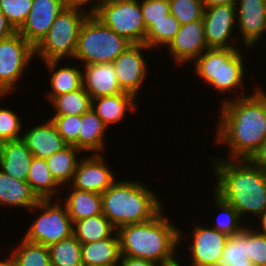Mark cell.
Wrapping results in <instances>:
<instances>
[{"label": "cell", "instance_id": "obj_13", "mask_svg": "<svg viewBox=\"0 0 266 266\" xmlns=\"http://www.w3.org/2000/svg\"><path fill=\"white\" fill-rule=\"evenodd\" d=\"M189 254L191 257V266H216L221 259L225 248L228 235L217 231L216 229L194 224Z\"/></svg>", "mask_w": 266, "mask_h": 266}, {"label": "cell", "instance_id": "obj_22", "mask_svg": "<svg viewBox=\"0 0 266 266\" xmlns=\"http://www.w3.org/2000/svg\"><path fill=\"white\" fill-rule=\"evenodd\" d=\"M107 130L108 127L91 108L81 115L78 149L83 153L87 151L93 152L92 154H100L106 147Z\"/></svg>", "mask_w": 266, "mask_h": 266}, {"label": "cell", "instance_id": "obj_24", "mask_svg": "<svg viewBox=\"0 0 266 266\" xmlns=\"http://www.w3.org/2000/svg\"><path fill=\"white\" fill-rule=\"evenodd\" d=\"M121 250L119 237H108L87 244H81L83 266L119 265Z\"/></svg>", "mask_w": 266, "mask_h": 266}, {"label": "cell", "instance_id": "obj_15", "mask_svg": "<svg viewBox=\"0 0 266 266\" xmlns=\"http://www.w3.org/2000/svg\"><path fill=\"white\" fill-rule=\"evenodd\" d=\"M237 31L244 50L256 46L266 31V0H237Z\"/></svg>", "mask_w": 266, "mask_h": 266}, {"label": "cell", "instance_id": "obj_37", "mask_svg": "<svg viewBox=\"0 0 266 266\" xmlns=\"http://www.w3.org/2000/svg\"><path fill=\"white\" fill-rule=\"evenodd\" d=\"M7 94H0V99ZM22 117L18 116L16 111L0 106V138L3 141L17 140L22 137ZM21 132V133H20Z\"/></svg>", "mask_w": 266, "mask_h": 266}, {"label": "cell", "instance_id": "obj_50", "mask_svg": "<svg viewBox=\"0 0 266 266\" xmlns=\"http://www.w3.org/2000/svg\"><path fill=\"white\" fill-rule=\"evenodd\" d=\"M105 1H110V0H100V3L105 2Z\"/></svg>", "mask_w": 266, "mask_h": 266}, {"label": "cell", "instance_id": "obj_14", "mask_svg": "<svg viewBox=\"0 0 266 266\" xmlns=\"http://www.w3.org/2000/svg\"><path fill=\"white\" fill-rule=\"evenodd\" d=\"M116 181L115 173L101 154H89L78 161L71 186L98 194L105 192Z\"/></svg>", "mask_w": 266, "mask_h": 266}, {"label": "cell", "instance_id": "obj_17", "mask_svg": "<svg viewBox=\"0 0 266 266\" xmlns=\"http://www.w3.org/2000/svg\"><path fill=\"white\" fill-rule=\"evenodd\" d=\"M166 48L176 65L192 63L208 49L203 20L181 25L175 38Z\"/></svg>", "mask_w": 266, "mask_h": 266}, {"label": "cell", "instance_id": "obj_28", "mask_svg": "<svg viewBox=\"0 0 266 266\" xmlns=\"http://www.w3.org/2000/svg\"><path fill=\"white\" fill-rule=\"evenodd\" d=\"M27 182L39 199H56L59 192L63 190L53 178L46 160L42 158L33 157Z\"/></svg>", "mask_w": 266, "mask_h": 266}, {"label": "cell", "instance_id": "obj_25", "mask_svg": "<svg viewBox=\"0 0 266 266\" xmlns=\"http://www.w3.org/2000/svg\"><path fill=\"white\" fill-rule=\"evenodd\" d=\"M62 61H47L46 64L48 71L51 74L50 85L51 89L48 90L45 97L50 102L54 97L68 92L78 90L82 86V65H68L58 67L57 65Z\"/></svg>", "mask_w": 266, "mask_h": 266}, {"label": "cell", "instance_id": "obj_20", "mask_svg": "<svg viewBox=\"0 0 266 266\" xmlns=\"http://www.w3.org/2000/svg\"><path fill=\"white\" fill-rule=\"evenodd\" d=\"M33 157L21 138L3 141L0 151V169L12 178L27 181Z\"/></svg>", "mask_w": 266, "mask_h": 266}, {"label": "cell", "instance_id": "obj_6", "mask_svg": "<svg viewBox=\"0 0 266 266\" xmlns=\"http://www.w3.org/2000/svg\"><path fill=\"white\" fill-rule=\"evenodd\" d=\"M131 43L105 26L92 13L82 23L73 60L81 65L112 63Z\"/></svg>", "mask_w": 266, "mask_h": 266}, {"label": "cell", "instance_id": "obj_41", "mask_svg": "<svg viewBox=\"0 0 266 266\" xmlns=\"http://www.w3.org/2000/svg\"><path fill=\"white\" fill-rule=\"evenodd\" d=\"M140 7L146 29L153 22L160 21L170 14L168 0H142L140 1Z\"/></svg>", "mask_w": 266, "mask_h": 266}, {"label": "cell", "instance_id": "obj_19", "mask_svg": "<svg viewBox=\"0 0 266 266\" xmlns=\"http://www.w3.org/2000/svg\"><path fill=\"white\" fill-rule=\"evenodd\" d=\"M82 67V87L91 99L124 93L112 63H95Z\"/></svg>", "mask_w": 266, "mask_h": 266}, {"label": "cell", "instance_id": "obj_8", "mask_svg": "<svg viewBox=\"0 0 266 266\" xmlns=\"http://www.w3.org/2000/svg\"><path fill=\"white\" fill-rule=\"evenodd\" d=\"M57 197L40 199L30 210L39 211L38 217L30 223L24 239L44 246H50L73 235V222L65 203ZM33 210V211H32Z\"/></svg>", "mask_w": 266, "mask_h": 266}, {"label": "cell", "instance_id": "obj_42", "mask_svg": "<svg viewBox=\"0 0 266 266\" xmlns=\"http://www.w3.org/2000/svg\"><path fill=\"white\" fill-rule=\"evenodd\" d=\"M120 266H163L149 260L121 255Z\"/></svg>", "mask_w": 266, "mask_h": 266}, {"label": "cell", "instance_id": "obj_31", "mask_svg": "<svg viewBox=\"0 0 266 266\" xmlns=\"http://www.w3.org/2000/svg\"><path fill=\"white\" fill-rule=\"evenodd\" d=\"M50 103L53 115H83L92 106L91 96L81 86L78 90L54 97Z\"/></svg>", "mask_w": 266, "mask_h": 266}, {"label": "cell", "instance_id": "obj_16", "mask_svg": "<svg viewBox=\"0 0 266 266\" xmlns=\"http://www.w3.org/2000/svg\"><path fill=\"white\" fill-rule=\"evenodd\" d=\"M66 6L65 0H33L27 19L17 32L35 47Z\"/></svg>", "mask_w": 266, "mask_h": 266}, {"label": "cell", "instance_id": "obj_21", "mask_svg": "<svg viewBox=\"0 0 266 266\" xmlns=\"http://www.w3.org/2000/svg\"><path fill=\"white\" fill-rule=\"evenodd\" d=\"M137 99L129 93H120L92 99L91 108L101 118L103 123L109 127L111 124L119 123L127 112H135Z\"/></svg>", "mask_w": 266, "mask_h": 266}, {"label": "cell", "instance_id": "obj_35", "mask_svg": "<svg viewBox=\"0 0 266 266\" xmlns=\"http://www.w3.org/2000/svg\"><path fill=\"white\" fill-rule=\"evenodd\" d=\"M212 198H214L215 207L219 209L221 214H218L215 224L212 228L219 232L225 233L228 236L240 232L245 226L238 211L229 203L224 201L220 196H218L213 190L211 191Z\"/></svg>", "mask_w": 266, "mask_h": 266}, {"label": "cell", "instance_id": "obj_49", "mask_svg": "<svg viewBox=\"0 0 266 266\" xmlns=\"http://www.w3.org/2000/svg\"><path fill=\"white\" fill-rule=\"evenodd\" d=\"M2 143H3V140L0 138V151H1V148H2Z\"/></svg>", "mask_w": 266, "mask_h": 266}, {"label": "cell", "instance_id": "obj_36", "mask_svg": "<svg viewBox=\"0 0 266 266\" xmlns=\"http://www.w3.org/2000/svg\"><path fill=\"white\" fill-rule=\"evenodd\" d=\"M170 13L181 25L196 20H203L204 5L202 0H168Z\"/></svg>", "mask_w": 266, "mask_h": 266}, {"label": "cell", "instance_id": "obj_34", "mask_svg": "<svg viewBox=\"0 0 266 266\" xmlns=\"http://www.w3.org/2000/svg\"><path fill=\"white\" fill-rule=\"evenodd\" d=\"M181 24L170 13L160 21L153 22L146 29L145 44L153 50L160 46H168L175 38L180 29Z\"/></svg>", "mask_w": 266, "mask_h": 266}, {"label": "cell", "instance_id": "obj_44", "mask_svg": "<svg viewBox=\"0 0 266 266\" xmlns=\"http://www.w3.org/2000/svg\"><path fill=\"white\" fill-rule=\"evenodd\" d=\"M16 32L17 31L9 23L5 15L0 11V41L10 37Z\"/></svg>", "mask_w": 266, "mask_h": 266}, {"label": "cell", "instance_id": "obj_32", "mask_svg": "<svg viewBox=\"0 0 266 266\" xmlns=\"http://www.w3.org/2000/svg\"><path fill=\"white\" fill-rule=\"evenodd\" d=\"M10 256L15 266H51L48 247L22 238Z\"/></svg>", "mask_w": 266, "mask_h": 266}, {"label": "cell", "instance_id": "obj_5", "mask_svg": "<svg viewBox=\"0 0 266 266\" xmlns=\"http://www.w3.org/2000/svg\"><path fill=\"white\" fill-rule=\"evenodd\" d=\"M244 52L239 48H208L193 61L194 74L223 94L245 90Z\"/></svg>", "mask_w": 266, "mask_h": 266}, {"label": "cell", "instance_id": "obj_2", "mask_svg": "<svg viewBox=\"0 0 266 266\" xmlns=\"http://www.w3.org/2000/svg\"><path fill=\"white\" fill-rule=\"evenodd\" d=\"M216 158H210L217 178L213 191L231 204L241 219L247 213L256 219L265 213L266 173L250 160Z\"/></svg>", "mask_w": 266, "mask_h": 266}, {"label": "cell", "instance_id": "obj_9", "mask_svg": "<svg viewBox=\"0 0 266 266\" xmlns=\"http://www.w3.org/2000/svg\"><path fill=\"white\" fill-rule=\"evenodd\" d=\"M92 14L131 44H145L146 27L139 0H110Z\"/></svg>", "mask_w": 266, "mask_h": 266}, {"label": "cell", "instance_id": "obj_33", "mask_svg": "<svg viewBox=\"0 0 266 266\" xmlns=\"http://www.w3.org/2000/svg\"><path fill=\"white\" fill-rule=\"evenodd\" d=\"M51 266H83L81 243L74 235L48 246Z\"/></svg>", "mask_w": 266, "mask_h": 266}, {"label": "cell", "instance_id": "obj_40", "mask_svg": "<svg viewBox=\"0 0 266 266\" xmlns=\"http://www.w3.org/2000/svg\"><path fill=\"white\" fill-rule=\"evenodd\" d=\"M248 259L253 266H266V235L252 225L249 226Z\"/></svg>", "mask_w": 266, "mask_h": 266}, {"label": "cell", "instance_id": "obj_7", "mask_svg": "<svg viewBox=\"0 0 266 266\" xmlns=\"http://www.w3.org/2000/svg\"><path fill=\"white\" fill-rule=\"evenodd\" d=\"M90 13L88 9L66 6L57 15L48 34L34 47V56L42 62L73 59L81 25Z\"/></svg>", "mask_w": 266, "mask_h": 266}, {"label": "cell", "instance_id": "obj_1", "mask_svg": "<svg viewBox=\"0 0 266 266\" xmlns=\"http://www.w3.org/2000/svg\"><path fill=\"white\" fill-rule=\"evenodd\" d=\"M256 85L253 93L221 99L215 142L228 147L224 159L250 160L266 139V91Z\"/></svg>", "mask_w": 266, "mask_h": 266}, {"label": "cell", "instance_id": "obj_3", "mask_svg": "<svg viewBox=\"0 0 266 266\" xmlns=\"http://www.w3.org/2000/svg\"><path fill=\"white\" fill-rule=\"evenodd\" d=\"M163 209L152 219L117 229L121 255L141 258L163 266H177L175 256L184 233L169 221ZM183 234V235H182Z\"/></svg>", "mask_w": 266, "mask_h": 266}, {"label": "cell", "instance_id": "obj_27", "mask_svg": "<svg viewBox=\"0 0 266 266\" xmlns=\"http://www.w3.org/2000/svg\"><path fill=\"white\" fill-rule=\"evenodd\" d=\"M81 153L74 145H67L45 159L53 178L62 188L71 184Z\"/></svg>", "mask_w": 266, "mask_h": 266}, {"label": "cell", "instance_id": "obj_4", "mask_svg": "<svg viewBox=\"0 0 266 266\" xmlns=\"http://www.w3.org/2000/svg\"><path fill=\"white\" fill-rule=\"evenodd\" d=\"M154 192L138 180L117 179L101 194L102 213L116 229L148 221L164 208Z\"/></svg>", "mask_w": 266, "mask_h": 266}, {"label": "cell", "instance_id": "obj_48", "mask_svg": "<svg viewBox=\"0 0 266 266\" xmlns=\"http://www.w3.org/2000/svg\"><path fill=\"white\" fill-rule=\"evenodd\" d=\"M0 266H15L13 258L9 255L0 260Z\"/></svg>", "mask_w": 266, "mask_h": 266}, {"label": "cell", "instance_id": "obj_45", "mask_svg": "<svg viewBox=\"0 0 266 266\" xmlns=\"http://www.w3.org/2000/svg\"><path fill=\"white\" fill-rule=\"evenodd\" d=\"M91 1L95 2L93 5H91V8H89V11L92 13L96 7L100 4V0H65V3L67 6H73V7H80L83 9L84 6L87 7L89 3H92Z\"/></svg>", "mask_w": 266, "mask_h": 266}, {"label": "cell", "instance_id": "obj_12", "mask_svg": "<svg viewBox=\"0 0 266 266\" xmlns=\"http://www.w3.org/2000/svg\"><path fill=\"white\" fill-rule=\"evenodd\" d=\"M146 49L150 50L146 44H131L112 62L121 90L136 99L148 76L149 67L142 53Z\"/></svg>", "mask_w": 266, "mask_h": 266}, {"label": "cell", "instance_id": "obj_26", "mask_svg": "<svg viewBox=\"0 0 266 266\" xmlns=\"http://www.w3.org/2000/svg\"><path fill=\"white\" fill-rule=\"evenodd\" d=\"M70 191L68 195L63 198L66 204L68 214L72 222L78 220L103 214L102 213V198L101 194L82 191L68 185Z\"/></svg>", "mask_w": 266, "mask_h": 266}, {"label": "cell", "instance_id": "obj_43", "mask_svg": "<svg viewBox=\"0 0 266 266\" xmlns=\"http://www.w3.org/2000/svg\"><path fill=\"white\" fill-rule=\"evenodd\" d=\"M250 161L266 173V139L262 142L261 146L252 156Z\"/></svg>", "mask_w": 266, "mask_h": 266}, {"label": "cell", "instance_id": "obj_30", "mask_svg": "<svg viewBox=\"0 0 266 266\" xmlns=\"http://www.w3.org/2000/svg\"><path fill=\"white\" fill-rule=\"evenodd\" d=\"M228 236L221 259L216 266H253L248 259L249 225Z\"/></svg>", "mask_w": 266, "mask_h": 266}, {"label": "cell", "instance_id": "obj_23", "mask_svg": "<svg viewBox=\"0 0 266 266\" xmlns=\"http://www.w3.org/2000/svg\"><path fill=\"white\" fill-rule=\"evenodd\" d=\"M39 201L27 181L12 178L0 169V204L30 210Z\"/></svg>", "mask_w": 266, "mask_h": 266}, {"label": "cell", "instance_id": "obj_38", "mask_svg": "<svg viewBox=\"0 0 266 266\" xmlns=\"http://www.w3.org/2000/svg\"><path fill=\"white\" fill-rule=\"evenodd\" d=\"M33 0H0V11L18 31L27 19Z\"/></svg>", "mask_w": 266, "mask_h": 266}, {"label": "cell", "instance_id": "obj_46", "mask_svg": "<svg viewBox=\"0 0 266 266\" xmlns=\"http://www.w3.org/2000/svg\"><path fill=\"white\" fill-rule=\"evenodd\" d=\"M237 0H202L204 8L227 5V4H236Z\"/></svg>", "mask_w": 266, "mask_h": 266}, {"label": "cell", "instance_id": "obj_10", "mask_svg": "<svg viewBox=\"0 0 266 266\" xmlns=\"http://www.w3.org/2000/svg\"><path fill=\"white\" fill-rule=\"evenodd\" d=\"M34 57V47L18 32L0 41V94L17 92V82Z\"/></svg>", "mask_w": 266, "mask_h": 266}, {"label": "cell", "instance_id": "obj_18", "mask_svg": "<svg viewBox=\"0 0 266 266\" xmlns=\"http://www.w3.org/2000/svg\"><path fill=\"white\" fill-rule=\"evenodd\" d=\"M46 120L40 125L28 128V131H23L24 134L21 137L32 155L42 159L49 158L68 145L58 133L57 127L51 119Z\"/></svg>", "mask_w": 266, "mask_h": 266}, {"label": "cell", "instance_id": "obj_39", "mask_svg": "<svg viewBox=\"0 0 266 266\" xmlns=\"http://www.w3.org/2000/svg\"><path fill=\"white\" fill-rule=\"evenodd\" d=\"M49 119L55 124L64 141L78 149L81 115H53Z\"/></svg>", "mask_w": 266, "mask_h": 266}, {"label": "cell", "instance_id": "obj_51", "mask_svg": "<svg viewBox=\"0 0 266 266\" xmlns=\"http://www.w3.org/2000/svg\"><path fill=\"white\" fill-rule=\"evenodd\" d=\"M177 266H182L181 262H180V259H179V264Z\"/></svg>", "mask_w": 266, "mask_h": 266}, {"label": "cell", "instance_id": "obj_11", "mask_svg": "<svg viewBox=\"0 0 266 266\" xmlns=\"http://www.w3.org/2000/svg\"><path fill=\"white\" fill-rule=\"evenodd\" d=\"M203 23L208 48H238L236 4L205 8Z\"/></svg>", "mask_w": 266, "mask_h": 266}, {"label": "cell", "instance_id": "obj_47", "mask_svg": "<svg viewBox=\"0 0 266 266\" xmlns=\"http://www.w3.org/2000/svg\"><path fill=\"white\" fill-rule=\"evenodd\" d=\"M257 219H259V221H261L260 223V229L258 230V227H256V230L264 235H266V212L263 213L262 215H260Z\"/></svg>", "mask_w": 266, "mask_h": 266}, {"label": "cell", "instance_id": "obj_29", "mask_svg": "<svg viewBox=\"0 0 266 266\" xmlns=\"http://www.w3.org/2000/svg\"><path fill=\"white\" fill-rule=\"evenodd\" d=\"M73 235L81 244L96 242L108 237H118L117 229L103 214L74 222Z\"/></svg>", "mask_w": 266, "mask_h": 266}]
</instances>
